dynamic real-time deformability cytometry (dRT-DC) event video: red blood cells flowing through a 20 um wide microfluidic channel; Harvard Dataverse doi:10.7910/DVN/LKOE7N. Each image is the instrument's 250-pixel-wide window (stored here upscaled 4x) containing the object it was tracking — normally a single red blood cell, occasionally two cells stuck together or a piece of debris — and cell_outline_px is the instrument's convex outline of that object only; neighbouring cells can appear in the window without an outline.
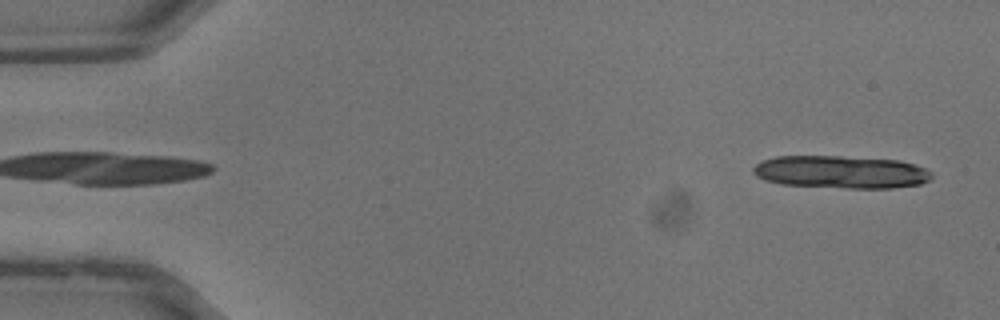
{"species": "common noctule bat (a hibernating species)", "species_latin": "Nyctalus noctula", "temperature_condition": "warm", "stored_images_in_passage": 9, "camera_frame_rate_fps": 3000, "um_per_image_px": 0.085, "animal": {"sex": "male", "body_mass_g": 13.3}, "frame": {"image": 1, "passage_image": 1, "time_ms": 0.0, "image_size_px": [1000, 320], "cell_outline_px": [[932, 176], [928, 180], [920, 184], [892, 188], [848, 188], [780, 184], [764, 180], [756, 176], [752, 172], [752, 168], [756, 164], [764, 160], [776, 156], [840, 156], [900, 160], [924, 168], [932, 172]], "centroid_in_image_um": [71.45, 14.62], "position_along_channel_um": 13.5, "area_um2": 34.04}}